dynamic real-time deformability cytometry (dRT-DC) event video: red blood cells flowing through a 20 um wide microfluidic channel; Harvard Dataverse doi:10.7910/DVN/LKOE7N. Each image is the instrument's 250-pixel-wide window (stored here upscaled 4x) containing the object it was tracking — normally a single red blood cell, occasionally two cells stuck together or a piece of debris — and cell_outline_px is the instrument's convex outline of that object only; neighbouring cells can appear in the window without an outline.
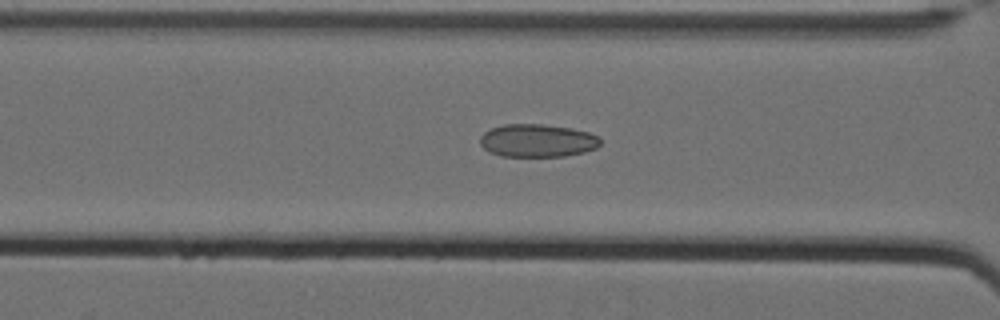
{"species": "Egyptian fruit bat (a non-hibernating species)", "species_latin": "Rousettus aegyptiacus", "temperature_condition": "cold", "stored_images_in_passage": 56, "camera_frame_rate_fps": 3000, "um_per_image_px": 0.085, "animal": {"sex": "female"}, "frame": {"image": 1, "passage_image": 29, "time_ms": 9.333, "image_size_px": [1000, 320], "cell_outline_px": [[600, 144], [596, 148], [584, 152], [564, 156], [500, 156], [488, 152], [480, 144], [480, 136], [484, 132], [492, 128], [504, 124], [540, 124], [572, 128], [588, 132], [596, 136], [600, 140]], "centroid_in_image_um": [45.65, 11.95], "position_along_channel_um": 121.0, "area_um2": 23.06}}
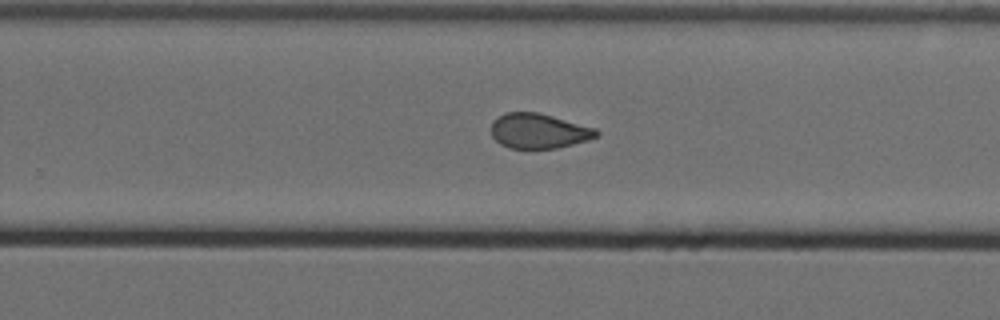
{"frame": {"image": 2, "passage_image": 43, "time_ms": 14.0, "image_size_px": [1000, 320], "cell_outline_px": [[600, 132], [596, 136], [588, 140], [556, 148], [508, 148], [500, 144], [492, 136], [492, 120], [504, 112], [536, 112], [552, 116], [596, 128]], "centroid_in_image_um": [45.77, 11.13], "position_along_channel_um": 284.0, "area_um2": 21.33}}
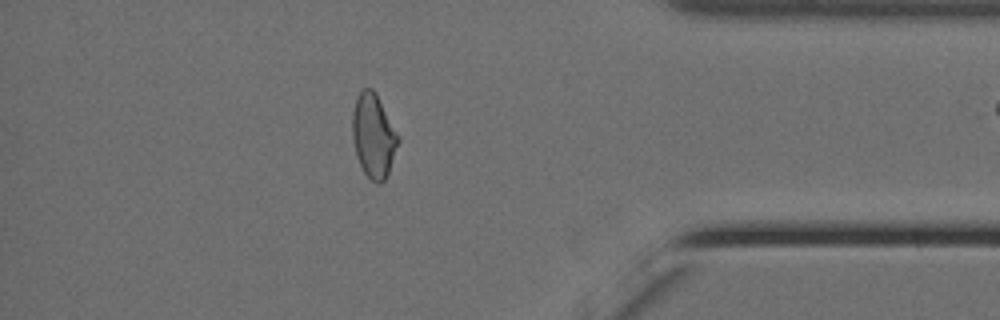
{"frame": {"image": 3, "passage_image": 55, "time_ms": 18.0, "image_size_px": [1000, 320], "cell_outline_px": [[400, 140], [388, 172], [384, 180], [380, 184], [376, 184], [364, 172], [356, 156], [352, 136], [352, 112], [356, 96], [364, 88], [372, 88], [376, 92], [400, 136]], "centroid_in_image_um": [31.75, 11.51], "position_along_channel_um": 403.5, "area_um2": 22.54}}